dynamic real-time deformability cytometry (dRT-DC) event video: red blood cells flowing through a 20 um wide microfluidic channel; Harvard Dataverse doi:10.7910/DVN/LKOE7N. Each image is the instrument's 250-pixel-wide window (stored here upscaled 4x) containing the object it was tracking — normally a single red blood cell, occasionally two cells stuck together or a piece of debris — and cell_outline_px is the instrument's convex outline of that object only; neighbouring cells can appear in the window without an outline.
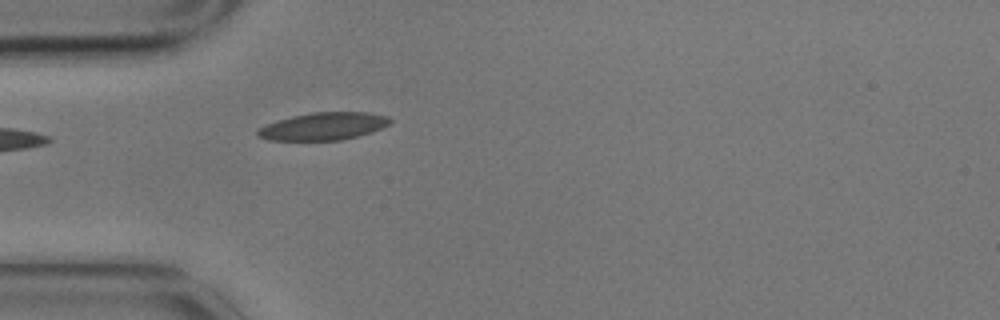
{"species": "common noctule bat (a hibernating species)", "species_latin": "Nyctalus noctula", "temperature_condition": "cold", "stored_images_in_passage": 5, "camera_frame_rate_fps": 3000, "um_per_image_px": 0.085, "animal": {"sex": "male", "body_mass_g": 17.9}, "frame": {"image": 1, "passage_image": 5, "time_ms": 1.333, "image_size_px": [1000, 320], "cell_outline_px": [[392, 120], [388, 124], [372, 132], [340, 140], [268, 140], [256, 136], [256, 132], [260, 128], [268, 124], [292, 116], [312, 112], [368, 112], [388, 116]], "centroid_in_image_um": [27.5, 10.73], "position_along_channel_um": 57.5, "area_um2": 21.04}}